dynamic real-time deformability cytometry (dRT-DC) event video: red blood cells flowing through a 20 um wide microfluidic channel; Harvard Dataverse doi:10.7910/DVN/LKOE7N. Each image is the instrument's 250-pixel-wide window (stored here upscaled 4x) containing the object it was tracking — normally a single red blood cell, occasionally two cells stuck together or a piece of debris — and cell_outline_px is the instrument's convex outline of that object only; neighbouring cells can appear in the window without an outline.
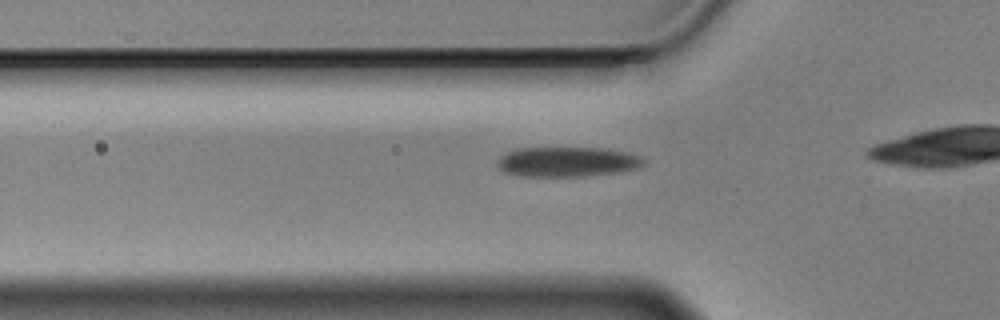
{"species": "Egyptian fruit bat (a non-hibernating species)", "species_latin": "Rousettus aegyptiacus", "temperature_condition": "cold", "stored_images_in_passage": 31, "camera_frame_rate_fps": 3000, "um_per_image_px": 0.085, "animal": {"sex": "male"}, "frame": {"image": 1, "passage_image": 4, "time_ms": 1.0, "image_size_px": [1000, 320], "cell_outline_px": [[644, 164], [640, 168], [620, 172], [584, 176], [520, 176], [504, 172], [500, 168], [496, 160], [504, 152], [516, 148], [608, 148], [628, 152], [644, 156]], "centroid_in_image_um": [48.25, 13.74], "position_along_channel_um": 77.5, "area_um2": 25.89}}
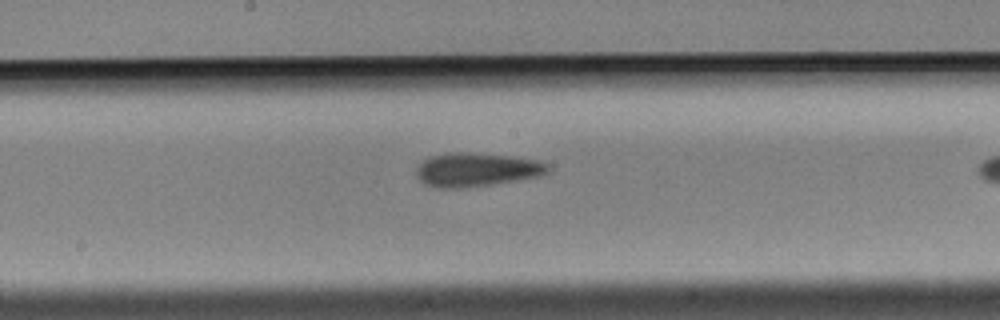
{"frame": {"image": 2, "passage_image": 15, "time_ms": 4.667, "image_size_px": [1000, 320], "cell_outline_px": [[552, 168], [548, 172], [540, 176], [492, 184], [464, 188], [436, 188], [424, 184], [416, 176], [416, 168], [424, 160], [432, 156], [452, 152], [460, 152], [512, 156], [536, 160], [548, 164]], "centroid_in_image_um": [40.5, 14.43], "position_along_channel_um": 207.7, "area_um2": 25.84}}
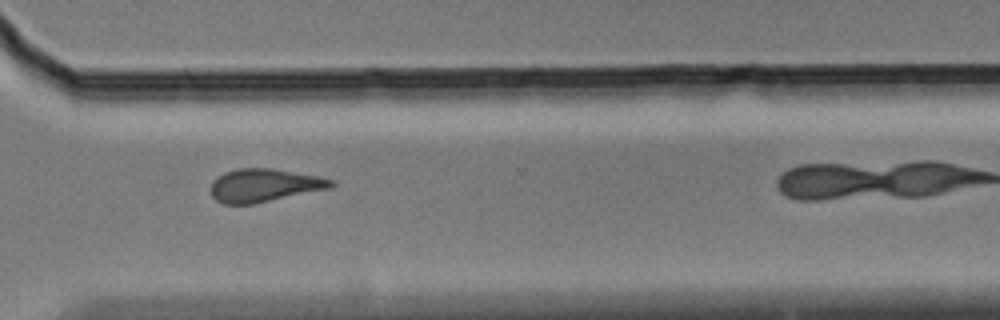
{"frame": {"image": 3, "passage_image": 27, "time_ms": 8.667, "image_size_px": [1000, 320], "cell_outline_px": [[336, 184], [332, 188], [256, 204], [224, 204], [216, 200], [212, 196], [212, 180], [216, 176], [224, 172], [236, 168], [272, 168], [316, 176], [336, 180]], "centroid_in_image_um": [22.48, 15.76], "position_along_channel_um": 348.1, "area_um2": 23.52}}